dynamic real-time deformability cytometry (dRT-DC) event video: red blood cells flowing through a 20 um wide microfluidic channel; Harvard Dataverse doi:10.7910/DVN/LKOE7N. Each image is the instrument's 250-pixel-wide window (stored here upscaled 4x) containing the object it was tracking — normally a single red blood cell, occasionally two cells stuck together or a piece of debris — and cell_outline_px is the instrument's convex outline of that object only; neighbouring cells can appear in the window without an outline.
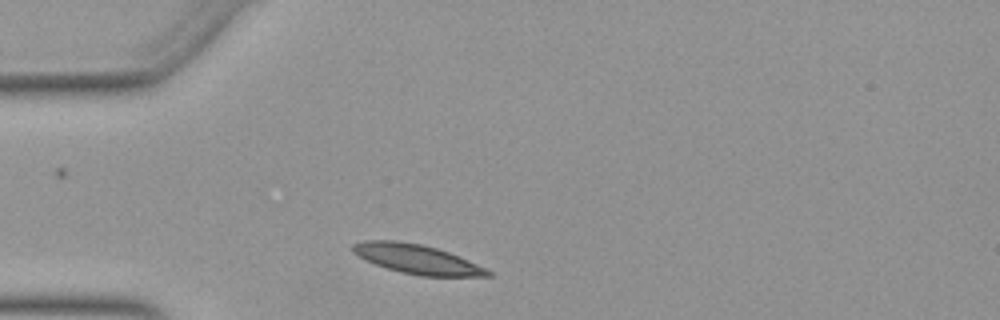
{"species": "Egyptian fruit bat (a non-hibernating species)", "species_latin": "Rousettus aegyptiacus", "temperature_condition": "warm", "stored_images_in_passage": 31, "camera_frame_rate_fps": 3000, "um_per_image_px": 0.085, "animal": {"sex": "female"}, "frame": {"image": 1, "passage_image": 2, "time_ms": 0.333, "image_size_px": [1000, 320], "cell_outline_px": [[492, 276], [420, 276], [400, 272], [364, 260], [356, 256], [352, 252], [352, 244], [364, 240], [396, 240], [420, 244], [436, 248], [448, 252], [468, 260], [492, 272]], "centroid_in_image_um": [35.38, 22.02], "position_along_channel_um": 49.6, "area_um2": 22.95}}
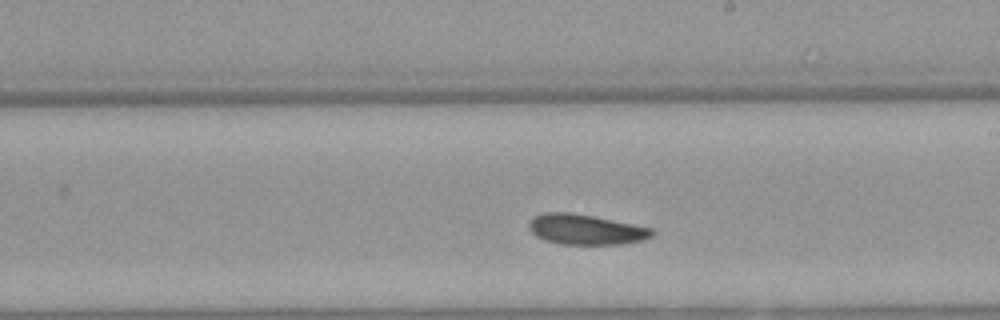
{"frame": {"image": 2, "passage_image": 18, "time_ms": 5.667, "image_size_px": [1000, 320], "cell_outline_px": [[656, 232], [652, 236], [644, 240], [620, 244], [560, 244], [544, 240], [536, 236], [528, 228], [528, 220], [532, 216], [544, 212], [568, 212], [592, 216], [652, 228]], "centroid_in_image_um": [49.74, 19.5], "position_along_channel_um": 239.3, "area_um2": 21.79}}
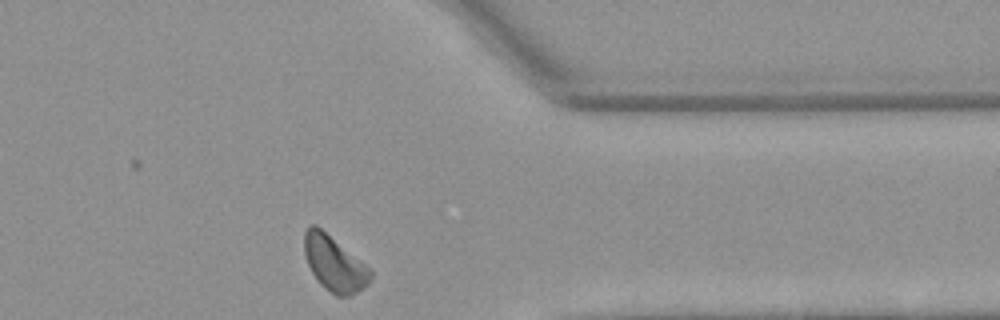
{"frame": {"image": 3, "passage_image": 30, "time_ms": 9.667, "image_size_px": [1000, 320], "cell_outline_px": [[372, 276], [368, 284], [352, 296], [336, 296], [324, 288], [320, 284], [312, 272], [308, 264], [304, 252], [304, 232], [308, 224], [316, 224], [372, 268]], "centroid_in_image_um": [28.43, 22.39], "position_along_channel_um": 383.0, "area_um2": 21.62}, "authors_computed_cell_mechanics": {"area_um2": 21.7906, "velocity_mm_per_s": 3.8537, "shape_relaxation_time_tau1_ms": 4.637, "shape_relaxation_time_tau2_ms": 8.1649, "deformation_change_tau1": 0.1093, "deformation_change_tau2": 0.1338}}